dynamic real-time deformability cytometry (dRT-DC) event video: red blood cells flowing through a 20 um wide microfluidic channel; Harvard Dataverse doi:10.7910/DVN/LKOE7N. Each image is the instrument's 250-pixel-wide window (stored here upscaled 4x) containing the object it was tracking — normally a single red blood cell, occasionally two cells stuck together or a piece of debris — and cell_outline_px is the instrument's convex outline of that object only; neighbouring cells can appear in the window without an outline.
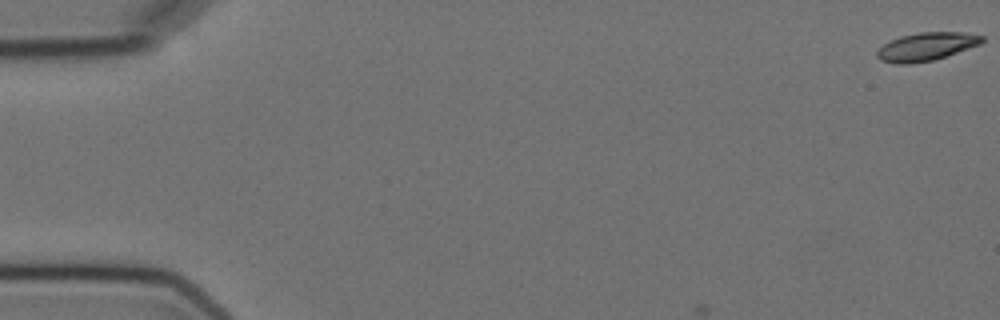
{"species": "Egyptian fruit bat (a non-hibernating species)", "species_latin": "Rousettus aegyptiacus", "temperature_condition": "cold", "stored_images_in_passage": 3, "camera_frame_rate_fps": 3000, "um_per_image_px": 0.085, "animal": {"sex": "female"}, "frame": {"image": 1, "passage_image": 1, "time_ms": 0.0, "image_size_px": [1000, 320], "cell_outline_px": [[984, 40], [980, 44], [932, 60], [912, 64], [896, 64], [880, 60], [876, 56], [876, 52], [884, 44], [900, 36], [920, 32], [964, 32], [984, 36]], "centroid_in_image_um": [78.72, 3.96], "position_along_channel_um": 6.3, "area_um2": 17.05}}